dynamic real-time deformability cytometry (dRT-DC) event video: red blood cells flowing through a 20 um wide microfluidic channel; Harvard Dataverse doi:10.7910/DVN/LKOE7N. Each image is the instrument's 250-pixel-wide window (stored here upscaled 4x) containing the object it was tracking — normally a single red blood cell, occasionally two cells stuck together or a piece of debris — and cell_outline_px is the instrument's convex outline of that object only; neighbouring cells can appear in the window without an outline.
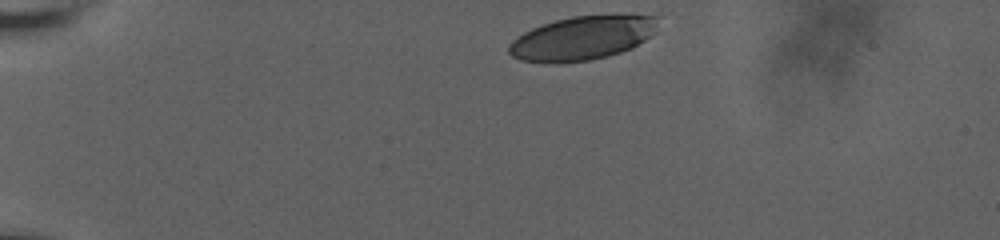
{"species": "human", "species_latin": "Homo sapiens", "temperature_condition": "room temperature", "stored_images_in_passage": 14, "camera_frame_rate_fps": 3000, "um_per_image_px": 0.085, "donor": {"sex": "male"}, "frame": {"image": 1, "passage_image": 1, "time_ms": 0.0, "image_size_px": [1000, 240], "cell_outline_px": [[656, 32], [632, 48], [608, 56], [588, 60], [520, 60], [512, 56], [508, 52], [508, 44], [512, 40], [524, 32], [532, 28], [556, 20], [572, 16], [656, 16]], "centroid_in_image_um": [49.49, 3.21], "position_along_channel_um": 35.5, "area_um2": 36.7}}